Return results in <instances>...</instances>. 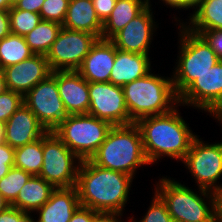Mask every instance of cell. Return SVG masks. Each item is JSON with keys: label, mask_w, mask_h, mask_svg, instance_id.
<instances>
[{"label": "cell", "mask_w": 222, "mask_h": 222, "mask_svg": "<svg viewBox=\"0 0 222 222\" xmlns=\"http://www.w3.org/2000/svg\"><path fill=\"white\" fill-rule=\"evenodd\" d=\"M81 162L54 131L43 136V165L39 176L55 188L75 187Z\"/></svg>", "instance_id": "ba28073f"}, {"label": "cell", "mask_w": 222, "mask_h": 222, "mask_svg": "<svg viewBox=\"0 0 222 222\" xmlns=\"http://www.w3.org/2000/svg\"><path fill=\"white\" fill-rule=\"evenodd\" d=\"M19 0H9V3L13 6Z\"/></svg>", "instance_id": "c3c4849f"}, {"label": "cell", "mask_w": 222, "mask_h": 222, "mask_svg": "<svg viewBox=\"0 0 222 222\" xmlns=\"http://www.w3.org/2000/svg\"><path fill=\"white\" fill-rule=\"evenodd\" d=\"M79 206L76 187L56 188L49 200L36 211L39 217L34 222H69Z\"/></svg>", "instance_id": "d6986e66"}, {"label": "cell", "mask_w": 222, "mask_h": 222, "mask_svg": "<svg viewBox=\"0 0 222 222\" xmlns=\"http://www.w3.org/2000/svg\"><path fill=\"white\" fill-rule=\"evenodd\" d=\"M151 4L132 19L111 41L118 50L149 55V48L156 30Z\"/></svg>", "instance_id": "9a60e30c"}, {"label": "cell", "mask_w": 222, "mask_h": 222, "mask_svg": "<svg viewBox=\"0 0 222 222\" xmlns=\"http://www.w3.org/2000/svg\"><path fill=\"white\" fill-rule=\"evenodd\" d=\"M113 126L91 114L68 115L54 133L82 161L90 160Z\"/></svg>", "instance_id": "52a82bcc"}, {"label": "cell", "mask_w": 222, "mask_h": 222, "mask_svg": "<svg viewBox=\"0 0 222 222\" xmlns=\"http://www.w3.org/2000/svg\"><path fill=\"white\" fill-rule=\"evenodd\" d=\"M102 26L96 14L92 0H70L62 27L84 31L102 38Z\"/></svg>", "instance_id": "44dd1931"}, {"label": "cell", "mask_w": 222, "mask_h": 222, "mask_svg": "<svg viewBox=\"0 0 222 222\" xmlns=\"http://www.w3.org/2000/svg\"><path fill=\"white\" fill-rule=\"evenodd\" d=\"M122 90L128 114L134 123L141 118L165 114L181 106L170 77L164 78L149 72L125 84Z\"/></svg>", "instance_id": "277c9868"}, {"label": "cell", "mask_w": 222, "mask_h": 222, "mask_svg": "<svg viewBox=\"0 0 222 222\" xmlns=\"http://www.w3.org/2000/svg\"><path fill=\"white\" fill-rule=\"evenodd\" d=\"M56 81L67 114L88 113L89 83L77 71H56Z\"/></svg>", "instance_id": "2e32d148"}, {"label": "cell", "mask_w": 222, "mask_h": 222, "mask_svg": "<svg viewBox=\"0 0 222 222\" xmlns=\"http://www.w3.org/2000/svg\"><path fill=\"white\" fill-rule=\"evenodd\" d=\"M43 165V137L35 142L15 148L14 167L39 176Z\"/></svg>", "instance_id": "4316f807"}, {"label": "cell", "mask_w": 222, "mask_h": 222, "mask_svg": "<svg viewBox=\"0 0 222 222\" xmlns=\"http://www.w3.org/2000/svg\"><path fill=\"white\" fill-rule=\"evenodd\" d=\"M116 1L117 0H92L96 14L102 23L110 16Z\"/></svg>", "instance_id": "d590c367"}, {"label": "cell", "mask_w": 222, "mask_h": 222, "mask_svg": "<svg viewBox=\"0 0 222 222\" xmlns=\"http://www.w3.org/2000/svg\"><path fill=\"white\" fill-rule=\"evenodd\" d=\"M182 163L194 176L199 188L215 193L222 187V184H217V180L222 176V142L204 144L202 139L196 136Z\"/></svg>", "instance_id": "9c48e42d"}, {"label": "cell", "mask_w": 222, "mask_h": 222, "mask_svg": "<svg viewBox=\"0 0 222 222\" xmlns=\"http://www.w3.org/2000/svg\"><path fill=\"white\" fill-rule=\"evenodd\" d=\"M11 7L9 0H0V10H9Z\"/></svg>", "instance_id": "7dc6e473"}, {"label": "cell", "mask_w": 222, "mask_h": 222, "mask_svg": "<svg viewBox=\"0 0 222 222\" xmlns=\"http://www.w3.org/2000/svg\"><path fill=\"white\" fill-rule=\"evenodd\" d=\"M133 179L128 174L84 160L80 164L75 186L80 205L96 212L123 214Z\"/></svg>", "instance_id": "6da1fadb"}, {"label": "cell", "mask_w": 222, "mask_h": 222, "mask_svg": "<svg viewBox=\"0 0 222 222\" xmlns=\"http://www.w3.org/2000/svg\"><path fill=\"white\" fill-rule=\"evenodd\" d=\"M61 29L62 24L58 22L41 20L38 25L25 36L26 43L34 54L46 55Z\"/></svg>", "instance_id": "d4e9b609"}, {"label": "cell", "mask_w": 222, "mask_h": 222, "mask_svg": "<svg viewBox=\"0 0 222 222\" xmlns=\"http://www.w3.org/2000/svg\"><path fill=\"white\" fill-rule=\"evenodd\" d=\"M70 0H45L40 9L41 20L63 24Z\"/></svg>", "instance_id": "f546056e"}, {"label": "cell", "mask_w": 222, "mask_h": 222, "mask_svg": "<svg viewBox=\"0 0 222 222\" xmlns=\"http://www.w3.org/2000/svg\"><path fill=\"white\" fill-rule=\"evenodd\" d=\"M44 1L45 0H19L14 4V6L20 10L39 13Z\"/></svg>", "instance_id": "74e56055"}, {"label": "cell", "mask_w": 222, "mask_h": 222, "mask_svg": "<svg viewBox=\"0 0 222 222\" xmlns=\"http://www.w3.org/2000/svg\"><path fill=\"white\" fill-rule=\"evenodd\" d=\"M159 180L155 192L165 202L174 222H217L214 192L198 188V194L174 179L164 177Z\"/></svg>", "instance_id": "5b68a950"}, {"label": "cell", "mask_w": 222, "mask_h": 222, "mask_svg": "<svg viewBox=\"0 0 222 222\" xmlns=\"http://www.w3.org/2000/svg\"><path fill=\"white\" fill-rule=\"evenodd\" d=\"M216 198V219L217 222H222V187L215 192Z\"/></svg>", "instance_id": "60d3db41"}, {"label": "cell", "mask_w": 222, "mask_h": 222, "mask_svg": "<svg viewBox=\"0 0 222 222\" xmlns=\"http://www.w3.org/2000/svg\"><path fill=\"white\" fill-rule=\"evenodd\" d=\"M116 55V47L111 40L97 39L89 54L84 58L77 72L89 82H109Z\"/></svg>", "instance_id": "e0dca14e"}, {"label": "cell", "mask_w": 222, "mask_h": 222, "mask_svg": "<svg viewBox=\"0 0 222 222\" xmlns=\"http://www.w3.org/2000/svg\"><path fill=\"white\" fill-rule=\"evenodd\" d=\"M15 149L7 143L0 145V179L14 166Z\"/></svg>", "instance_id": "d6a6232c"}, {"label": "cell", "mask_w": 222, "mask_h": 222, "mask_svg": "<svg viewBox=\"0 0 222 222\" xmlns=\"http://www.w3.org/2000/svg\"><path fill=\"white\" fill-rule=\"evenodd\" d=\"M163 2H165V5H168L172 8L176 9H184V0H162Z\"/></svg>", "instance_id": "b9f144b4"}, {"label": "cell", "mask_w": 222, "mask_h": 222, "mask_svg": "<svg viewBox=\"0 0 222 222\" xmlns=\"http://www.w3.org/2000/svg\"><path fill=\"white\" fill-rule=\"evenodd\" d=\"M97 212L85 206H79L69 222H91Z\"/></svg>", "instance_id": "8d00e7d4"}, {"label": "cell", "mask_w": 222, "mask_h": 222, "mask_svg": "<svg viewBox=\"0 0 222 222\" xmlns=\"http://www.w3.org/2000/svg\"><path fill=\"white\" fill-rule=\"evenodd\" d=\"M56 188L44 178L32 175L20 189L11 206L26 213H33L41 208Z\"/></svg>", "instance_id": "603a6c76"}, {"label": "cell", "mask_w": 222, "mask_h": 222, "mask_svg": "<svg viewBox=\"0 0 222 222\" xmlns=\"http://www.w3.org/2000/svg\"><path fill=\"white\" fill-rule=\"evenodd\" d=\"M5 91H7L6 81L3 71L0 69V94H3Z\"/></svg>", "instance_id": "ee69618b"}, {"label": "cell", "mask_w": 222, "mask_h": 222, "mask_svg": "<svg viewBox=\"0 0 222 222\" xmlns=\"http://www.w3.org/2000/svg\"><path fill=\"white\" fill-rule=\"evenodd\" d=\"M30 215V213L23 212L10 205L0 212V222H34L33 216Z\"/></svg>", "instance_id": "836d02e7"}, {"label": "cell", "mask_w": 222, "mask_h": 222, "mask_svg": "<svg viewBox=\"0 0 222 222\" xmlns=\"http://www.w3.org/2000/svg\"><path fill=\"white\" fill-rule=\"evenodd\" d=\"M202 0H184V10L193 8L195 9Z\"/></svg>", "instance_id": "7bdbcfd3"}, {"label": "cell", "mask_w": 222, "mask_h": 222, "mask_svg": "<svg viewBox=\"0 0 222 222\" xmlns=\"http://www.w3.org/2000/svg\"><path fill=\"white\" fill-rule=\"evenodd\" d=\"M97 39L89 32L62 27L46 54L51 70L77 71Z\"/></svg>", "instance_id": "30bf717a"}, {"label": "cell", "mask_w": 222, "mask_h": 222, "mask_svg": "<svg viewBox=\"0 0 222 222\" xmlns=\"http://www.w3.org/2000/svg\"><path fill=\"white\" fill-rule=\"evenodd\" d=\"M11 33L10 17L8 10H0V40Z\"/></svg>", "instance_id": "ab89813d"}, {"label": "cell", "mask_w": 222, "mask_h": 222, "mask_svg": "<svg viewBox=\"0 0 222 222\" xmlns=\"http://www.w3.org/2000/svg\"><path fill=\"white\" fill-rule=\"evenodd\" d=\"M90 161L132 177L140 166L150 164L144 153L140 129L135 123L113 126Z\"/></svg>", "instance_id": "3957f363"}, {"label": "cell", "mask_w": 222, "mask_h": 222, "mask_svg": "<svg viewBox=\"0 0 222 222\" xmlns=\"http://www.w3.org/2000/svg\"><path fill=\"white\" fill-rule=\"evenodd\" d=\"M135 124L140 129L144 153L150 164L165 156L182 161L197 136L177 107L165 114L141 118Z\"/></svg>", "instance_id": "7a4b0ae2"}, {"label": "cell", "mask_w": 222, "mask_h": 222, "mask_svg": "<svg viewBox=\"0 0 222 222\" xmlns=\"http://www.w3.org/2000/svg\"><path fill=\"white\" fill-rule=\"evenodd\" d=\"M34 55L25 37L10 33L0 40V69L16 65Z\"/></svg>", "instance_id": "484cf974"}, {"label": "cell", "mask_w": 222, "mask_h": 222, "mask_svg": "<svg viewBox=\"0 0 222 222\" xmlns=\"http://www.w3.org/2000/svg\"><path fill=\"white\" fill-rule=\"evenodd\" d=\"M5 143V123L0 122V145Z\"/></svg>", "instance_id": "f6af8a7d"}, {"label": "cell", "mask_w": 222, "mask_h": 222, "mask_svg": "<svg viewBox=\"0 0 222 222\" xmlns=\"http://www.w3.org/2000/svg\"><path fill=\"white\" fill-rule=\"evenodd\" d=\"M10 31L12 34L25 37L41 21L39 13L17 9L14 5L8 10Z\"/></svg>", "instance_id": "f1b7e54d"}, {"label": "cell", "mask_w": 222, "mask_h": 222, "mask_svg": "<svg viewBox=\"0 0 222 222\" xmlns=\"http://www.w3.org/2000/svg\"><path fill=\"white\" fill-rule=\"evenodd\" d=\"M150 2V0H117L110 16L103 23L102 39L111 40L132 19L140 15Z\"/></svg>", "instance_id": "7402d4cb"}, {"label": "cell", "mask_w": 222, "mask_h": 222, "mask_svg": "<svg viewBox=\"0 0 222 222\" xmlns=\"http://www.w3.org/2000/svg\"><path fill=\"white\" fill-rule=\"evenodd\" d=\"M150 66L151 62L148 55L121 51L116 48L109 82L124 86L148 74L151 71Z\"/></svg>", "instance_id": "ffe728a7"}, {"label": "cell", "mask_w": 222, "mask_h": 222, "mask_svg": "<svg viewBox=\"0 0 222 222\" xmlns=\"http://www.w3.org/2000/svg\"><path fill=\"white\" fill-rule=\"evenodd\" d=\"M180 104L207 111L222 122V60L179 95Z\"/></svg>", "instance_id": "7c38bea8"}, {"label": "cell", "mask_w": 222, "mask_h": 222, "mask_svg": "<svg viewBox=\"0 0 222 222\" xmlns=\"http://www.w3.org/2000/svg\"><path fill=\"white\" fill-rule=\"evenodd\" d=\"M46 133L47 130L25 104L5 122V143L14 149L35 142Z\"/></svg>", "instance_id": "ac0fdd59"}, {"label": "cell", "mask_w": 222, "mask_h": 222, "mask_svg": "<svg viewBox=\"0 0 222 222\" xmlns=\"http://www.w3.org/2000/svg\"><path fill=\"white\" fill-rule=\"evenodd\" d=\"M31 176L30 173L13 166L8 174L0 179V192L10 205L16 200L20 189Z\"/></svg>", "instance_id": "83f0119b"}, {"label": "cell", "mask_w": 222, "mask_h": 222, "mask_svg": "<svg viewBox=\"0 0 222 222\" xmlns=\"http://www.w3.org/2000/svg\"><path fill=\"white\" fill-rule=\"evenodd\" d=\"M88 114L109 122L112 126L130 125L122 86L110 82H89Z\"/></svg>", "instance_id": "4fadbf2b"}, {"label": "cell", "mask_w": 222, "mask_h": 222, "mask_svg": "<svg viewBox=\"0 0 222 222\" xmlns=\"http://www.w3.org/2000/svg\"><path fill=\"white\" fill-rule=\"evenodd\" d=\"M24 96L7 90L0 94V122L5 123L22 105Z\"/></svg>", "instance_id": "1f68e13d"}, {"label": "cell", "mask_w": 222, "mask_h": 222, "mask_svg": "<svg viewBox=\"0 0 222 222\" xmlns=\"http://www.w3.org/2000/svg\"><path fill=\"white\" fill-rule=\"evenodd\" d=\"M10 204L3 198L0 192V212L4 211Z\"/></svg>", "instance_id": "bcb514c9"}, {"label": "cell", "mask_w": 222, "mask_h": 222, "mask_svg": "<svg viewBox=\"0 0 222 222\" xmlns=\"http://www.w3.org/2000/svg\"><path fill=\"white\" fill-rule=\"evenodd\" d=\"M182 24L198 35L202 31L222 30V0H202L191 14L189 25Z\"/></svg>", "instance_id": "cb8c5ba5"}, {"label": "cell", "mask_w": 222, "mask_h": 222, "mask_svg": "<svg viewBox=\"0 0 222 222\" xmlns=\"http://www.w3.org/2000/svg\"><path fill=\"white\" fill-rule=\"evenodd\" d=\"M146 215L138 222H174L168 213L167 206L161 197L155 192ZM129 222H136L133 217Z\"/></svg>", "instance_id": "4dcf8cb0"}, {"label": "cell", "mask_w": 222, "mask_h": 222, "mask_svg": "<svg viewBox=\"0 0 222 222\" xmlns=\"http://www.w3.org/2000/svg\"><path fill=\"white\" fill-rule=\"evenodd\" d=\"M180 46L177 67L173 73L172 82L176 94L179 96L200 75L220 61L217 54L198 34L190 32L180 20Z\"/></svg>", "instance_id": "8992f818"}, {"label": "cell", "mask_w": 222, "mask_h": 222, "mask_svg": "<svg viewBox=\"0 0 222 222\" xmlns=\"http://www.w3.org/2000/svg\"><path fill=\"white\" fill-rule=\"evenodd\" d=\"M24 104L47 132L54 131L60 125L68 114L58 92L56 71H52L24 96Z\"/></svg>", "instance_id": "8fae6325"}, {"label": "cell", "mask_w": 222, "mask_h": 222, "mask_svg": "<svg viewBox=\"0 0 222 222\" xmlns=\"http://www.w3.org/2000/svg\"><path fill=\"white\" fill-rule=\"evenodd\" d=\"M120 216L122 214L117 212H97L91 222H123Z\"/></svg>", "instance_id": "f35d334b"}, {"label": "cell", "mask_w": 222, "mask_h": 222, "mask_svg": "<svg viewBox=\"0 0 222 222\" xmlns=\"http://www.w3.org/2000/svg\"><path fill=\"white\" fill-rule=\"evenodd\" d=\"M7 90L25 96L40 81L52 74L46 55L34 54L16 65L2 69Z\"/></svg>", "instance_id": "5bb4252c"}, {"label": "cell", "mask_w": 222, "mask_h": 222, "mask_svg": "<svg viewBox=\"0 0 222 222\" xmlns=\"http://www.w3.org/2000/svg\"><path fill=\"white\" fill-rule=\"evenodd\" d=\"M199 35L222 60V30L202 31Z\"/></svg>", "instance_id": "e575fe53"}]
</instances>
